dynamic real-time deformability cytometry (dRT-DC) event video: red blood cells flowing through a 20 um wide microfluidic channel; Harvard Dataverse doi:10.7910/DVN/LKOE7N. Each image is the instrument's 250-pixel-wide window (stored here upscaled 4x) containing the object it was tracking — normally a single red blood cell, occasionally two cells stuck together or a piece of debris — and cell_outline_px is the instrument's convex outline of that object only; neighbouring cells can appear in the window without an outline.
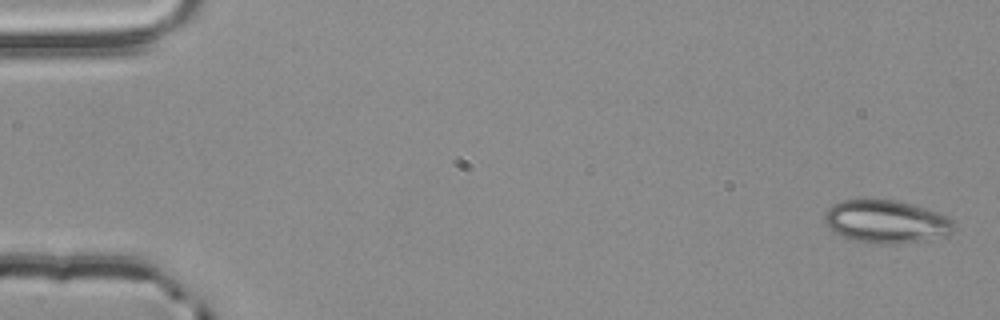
{"species": "common noctule bat (a hibernating species)", "species_latin": "Nyctalus noctula", "temperature_condition": "room temperature", "stored_images_in_passage": 4, "camera_frame_rate_fps": 3000, "um_per_image_px": 0.085, "animal": {"sex": "male", "body_mass_g": 20.4}, "frame": {"image": 1, "passage_image": 1, "time_ms": 0.0, "image_size_px": [1000, 320], "cell_outline_px": [[956, 228], [948, 236], [924, 240], [892, 244], [872, 244], [852, 240], [836, 232], [824, 220], [824, 212], [832, 204], [840, 200], [896, 200], [912, 204], [948, 216], [956, 224]], "centroid_in_image_um": [75.36, 18.84], "position_along_channel_um": 9.6, "area_um2": 32.43}}